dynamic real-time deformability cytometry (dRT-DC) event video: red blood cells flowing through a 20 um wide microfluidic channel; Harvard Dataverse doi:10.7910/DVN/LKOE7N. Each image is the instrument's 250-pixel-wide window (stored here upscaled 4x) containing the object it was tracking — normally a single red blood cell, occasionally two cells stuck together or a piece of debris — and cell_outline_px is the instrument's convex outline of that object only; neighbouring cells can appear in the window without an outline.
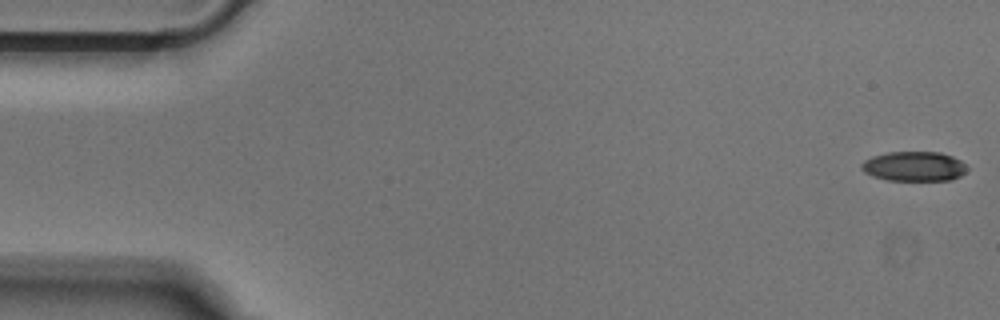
{"species": "Egyptian fruit bat (a non-hibernating species)", "species_latin": "Rousettus aegyptiacus", "temperature_condition": "cold", "stored_images_in_passage": 51, "camera_frame_rate_fps": 3000, "um_per_image_px": 0.085, "animal": {"sex": "male"}, "frame": {"image": 1, "passage_image": 1, "time_ms": 0.0, "image_size_px": [1000, 320], "cell_outline_px": [[968, 168], [960, 176], [952, 180], [888, 180], [872, 176], [864, 172], [860, 168], [860, 164], [864, 160], [872, 156], [888, 152], [940, 152], [952, 156], [960, 160]], "centroid_in_image_um": [77.67, 14.14], "position_along_channel_um": 7.3, "area_um2": 18.32}}
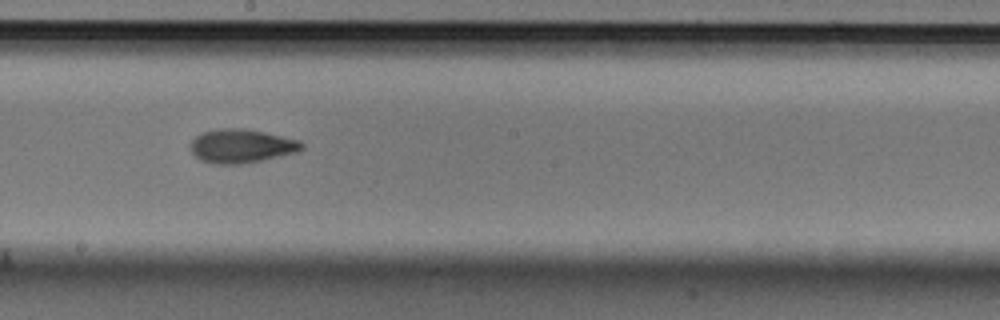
{"frame": {"image": 2, "passage_image": 28, "time_ms": 9.0, "image_size_px": [1000, 320], "cell_outline_px": [[304, 148], [300, 152], [244, 164], [212, 164], [200, 160], [188, 148], [188, 144], [200, 132], [220, 128], [244, 128], [264, 132], [300, 140], [304, 144]], "centroid_in_image_um": [20.51, 12.41], "position_along_channel_um": 227.7, "area_um2": 22.37}}
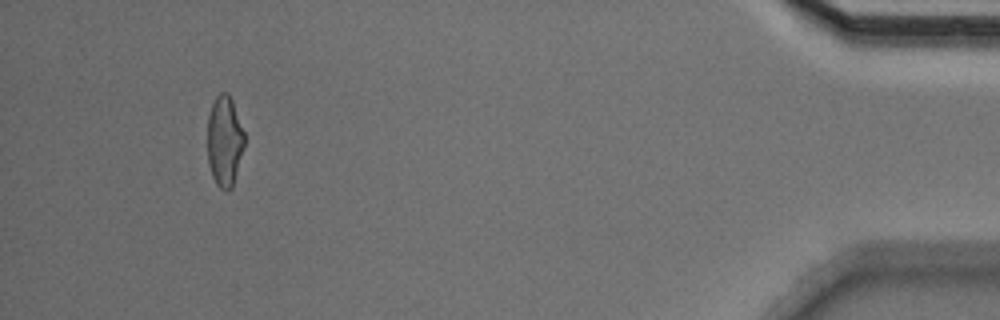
{"frame": {"image": 3, "passage_image": 48, "time_ms": 15.667, "image_size_px": [1000, 320], "cell_outline_px": [[244, 148], [232, 188], [228, 192], [224, 192], [216, 184], [212, 176], [208, 164], [208, 116], [212, 104], [216, 96], [220, 92], [228, 92], [232, 100], [244, 132]], "centroid_in_image_um": [19.08, 12.02], "position_along_channel_um": 416.1, "area_um2": 19.65}}